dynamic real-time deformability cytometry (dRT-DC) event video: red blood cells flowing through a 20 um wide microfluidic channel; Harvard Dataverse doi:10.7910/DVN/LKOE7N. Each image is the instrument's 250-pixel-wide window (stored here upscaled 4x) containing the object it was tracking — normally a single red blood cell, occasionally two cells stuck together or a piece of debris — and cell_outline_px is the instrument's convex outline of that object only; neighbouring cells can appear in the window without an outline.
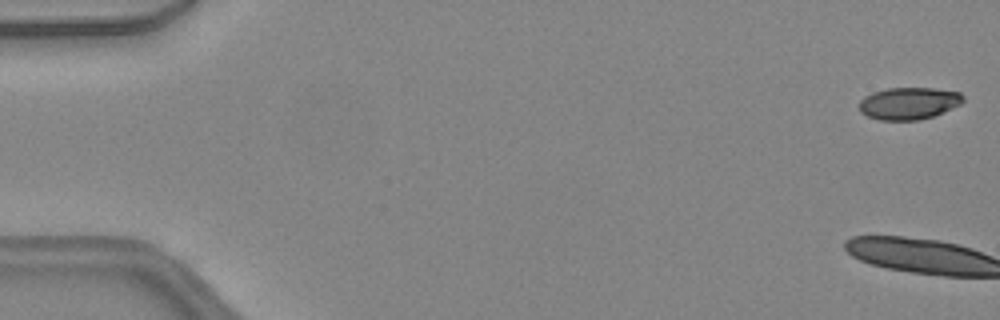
{"species": "common noctule bat (a hibernating species)", "species_latin": "Nyctalus noctula", "temperature_condition": "warm", "stored_images_in_passage": 14, "camera_frame_rate_fps": 3000, "um_per_image_px": 0.085, "animal": {"sex": "female", "body_mass_g": 24.6, "forearm_length_mm": 56.2}, "frame": {"image": 1, "passage_image": 1, "time_ms": 0.0, "image_size_px": [1000, 320], "cell_outline_px": [[964, 100], [960, 104], [932, 116], [916, 120], [880, 120], [868, 116], [860, 112], [860, 100], [864, 96], [872, 92], [888, 88], [932, 88], [960, 92], [964, 96]], "centroid_in_image_um": [77.23, 8.77], "position_along_channel_um": 7.8, "area_um2": 19.31}}